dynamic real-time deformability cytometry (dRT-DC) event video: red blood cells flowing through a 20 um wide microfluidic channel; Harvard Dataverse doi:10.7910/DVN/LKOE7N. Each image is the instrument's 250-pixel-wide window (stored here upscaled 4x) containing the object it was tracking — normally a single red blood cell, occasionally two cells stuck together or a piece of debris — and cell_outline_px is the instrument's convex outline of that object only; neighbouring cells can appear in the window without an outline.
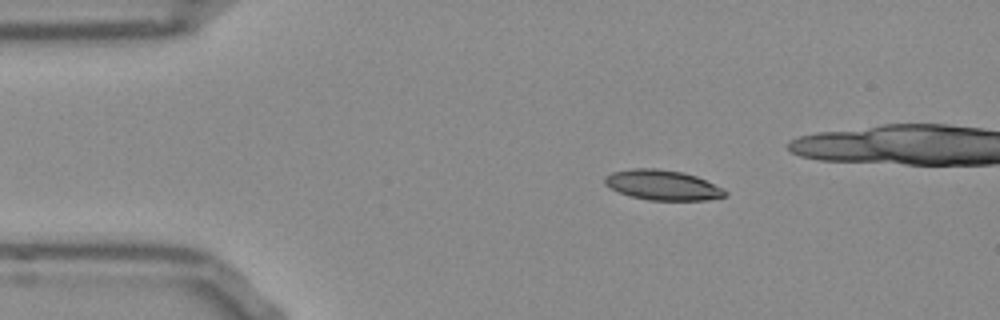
{"species": "Egyptian fruit bat (a non-hibernating species)", "species_latin": "Rousettus aegyptiacus", "temperature_condition": "room temperature", "stored_images_in_passage": 46, "camera_frame_rate_fps": 3000, "um_per_image_px": 0.085, "frame": {"image": 1, "passage_image": 1, "time_ms": 0.0, "image_size_px": [1000, 320], "cell_outline_px": [[728, 192], [724, 196], [708, 200], [648, 200], [632, 196], [620, 192], [604, 184], [604, 176], [612, 172], [632, 168], [656, 168], [680, 172], [696, 176], [724, 188]], "centroid_in_image_um": [56.32, 15.72], "position_along_channel_um": 28.7, "area_um2": 20.98}}
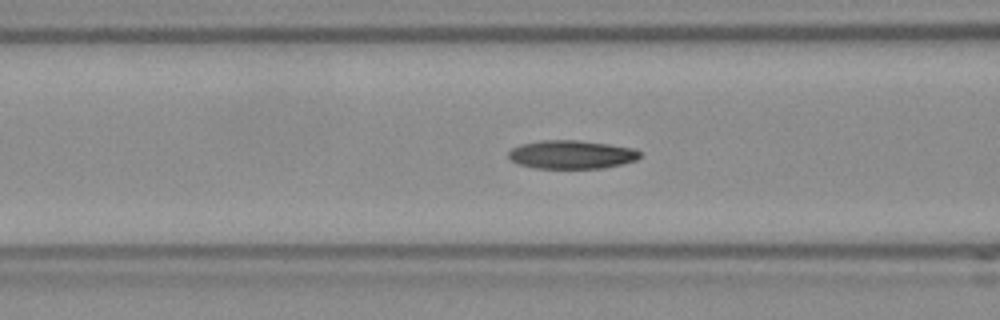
{"frame": {"image": 2, "passage_image": 12, "time_ms": 3.667, "image_size_px": [1000, 320], "cell_outline_px": [[640, 156], [636, 160], [604, 168], [536, 168], [520, 164], [512, 160], [508, 156], [508, 152], [512, 148], [520, 144], [540, 140], [576, 140], [608, 144], [632, 148], [640, 152]], "centroid_in_image_um": [48.56, 13.13], "position_along_channel_um": 118.0, "area_um2": 21.62}}
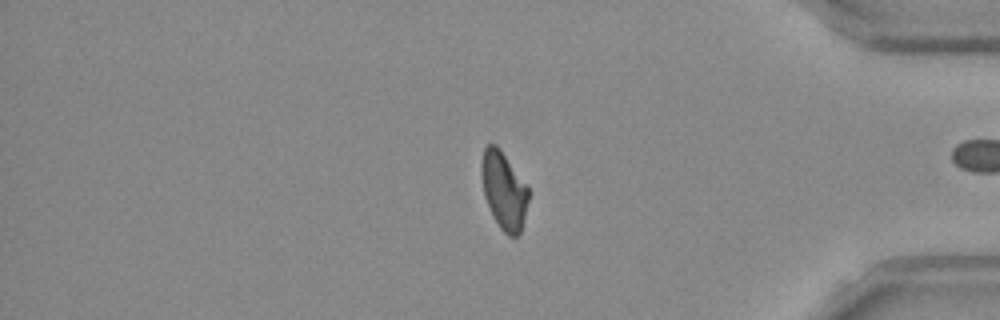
{"frame": {"image": 3, "passage_image": 36, "time_ms": 11.667, "image_size_px": [1000, 320], "cell_outline_px": [[528, 200], [520, 232], [516, 236], [508, 236], [500, 228], [484, 196], [480, 172], [484, 148], [488, 144], [496, 144], [528, 188]], "centroid_in_image_um": [42.8, 16.18], "position_along_channel_um": 392.4, "area_um2": 20.58}, "authors_computed_cell_mechanics": {"area_um2": 21.5883, "velocity_mm_per_s": 3.8021, "shape_relaxation_time_tau1_ms": null, "shape_relaxation_time_tau2_ms": 5.8654, "deformation_change_tau1": null, "deformation_change_tau2": 0.1248}}